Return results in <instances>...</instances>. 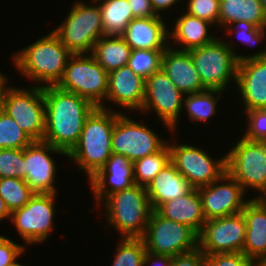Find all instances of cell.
Returning a JSON list of instances; mask_svg holds the SVG:
<instances>
[{
    "label": "cell",
    "instance_id": "obj_1",
    "mask_svg": "<svg viewBox=\"0 0 266 266\" xmlns=\"http://www.w3.org/2000/svg\"><path fill=\"white\" fill-rule=\"evenodd\" d=\"M43 141L67 154L78 143L86 118L96 108L88 99L57 86H44Z\"/></svg>",
    "mask_w": 266,
    "mask_h": 266
},
{
    "label": "cell",
    "instance_id": "obj_2",
    "mask_svg": "<svg viewBox=\"0 0 266 266\" xmlns=\"http://www.w3.org/2000/svg\"><path fill=\"white\" fill-rule=\"evenodd\" d=\"M118 112L96 107L86 118L78 143L67 154L88 178L93 177L110 158L112 133Z\"/></svg>",
    "mask_w": 266,
    "mask_h": 266
},
{
    "label": "cell",
    "instance_id": "obj_3",
    "mask_svg": "<svg viewBox=\"0 0 266 266\" xmlns=\"http://www.w3.org/2000/svg\"><path fill=\"white\" fill-rule=\"evenodd\" d=\"M71 55L72 53L52 31L16 53L13 64L29 80L47 83L41 87L56 86Z\"/></svg>",
    "mask_w": 266,
    "mask_h": 266
},
{
    "label": "cell",
    "instance_id": "obj_4",
    "mask_svg": "<svg viewBox=\"0 0 266 266\" xmlns=\"http://www.w3.org/2000/svg\"><path fill=\"white\" fill-rule=\"evenodd\" d=\"M103 202L109 225L119 231L121 238L143 237L153 211L146 187L134 184L108 195Z\"/></svg>",
    "mask_w": 266,
    "mask_h": 266
},
{
    "label": "cell",
    "instance_id": "obj_5",
    "mask_svg": "<svg viewBox=\"0 0 266 266\" xmlns=\"http://www.w3.org/2000/svg\"><path fill=\"white\" fill-rule=\"evenodd\" d=\"M95 4L75 2L71 11L54 33L72 54H88L94 44L104 36L102 15L97 1Z\"/></svg>",
    "mask_w": 266,
    "mask_h": 266
},
{
    "label": "cell",
    "instance_id": "obj_6",
    "mask_svg": "<svg viewBox=\"0 0 266 266\" xmlns=\"http://www.w3.org/2000/svg\"><path fill=\"white\" fill-rule=\"evenodd\" d=\"M86 55L72 54L69 57L63 76L56 86L104 109L106 106L102 100L107 96L108 73L91 54Z\"/></svg>",
    "mask_w": 266,
    "mask_h": 266
},
{
    "label": "cell",
    "instance_id": "obj_7",
    "mask_svg": "<svg viewBox=\"0 0 266 266\" xmlns=\"http://www.w3.org/2000/svg\"><path fill=\"white\" fill-rule=\"evenodd\" d=\"M188 51L206 89L224 91L231 79L236 82L239 62L230 43L216 38L204 46Z\"/></svg>",
    "mask_w": 266,
    "mask_h": 266
},
{
    "label": "cell",
    "instance_id": "obj_8",
    "mask_svg": "<svg viewBox=\"0 0 266 266\" xmlns=\"http://www.w3.org/2000/svg\"><path fill=\"white\" fill-rule=\"evenodd\" d=\"M148 253L173 257L198 247V234L189 226L152 211L142 237Z\"/></svg>",
    "mask_w": 266,
    "mask_h": 266
},
{
    "label": "cell",
    "instance_id": "obj_9",
    "mask_svg": "<svg viewBox=\"0 0 266 266\" xmlns=\"http://www.w3.org/2000/svg\"><path fill=\"white\" fill-rule=\"evenodd\" d=\"M3 111L33 141L43 140L46 121L44 87L17 89L7 86L3 99Z\"/></svg>",
    "mask_w": 266,
    "mask_h": 266
},
{
    "label": "cell",
    "instance_id": "obj_10",
    "mask_svg": "<svg viewBox=\"0 0 266 266\" xmlns=\"http://www.w3.org/2000/svg\"><path fill=\"white\" fill-rule=\"evenodd\" d=\"M226 156V172L246 191L266 190V141L240 138Z\"/></svg>",
    "mask_w": 266,
    "mask_h": 266
},
{
    "label": "cell",
    "instance_id": "obj_11",
    "mask_svg": "<svg viewBox=\"0 0 266 266\" xmlns=\"http://www.w3.org/2000/svg\"><path fill=\"white\" fill-rule=\"evenodd\" d=\"M170 161L194 187L210 185L226 172V156L213 160L203 149L188 144H169Z\"/></svg>",
    "mask_w": 266,
    "mask_h": 266
},
{
    "label": "cell",
    "instance_id": "obj_12",
    "mask_svg": "<svg viewBox=\"0 0 266 266\" xmlns=\"http://www.w3.org/2000/svg\"><path fill=\"white\" fill-rule=\"evenodd\" d=\"M134 119L118 112L112 133V152L126 156L134 162L160 151L167 143Z\"/></svg>",
    "mask_w": 266,
    "mask_h": 266
},
{
    "label": "cell",
    "instance_id": "obj_13",
    "mask_svg": "<svg viewBox=\"0 0 266 266\" xmlns=\"http://www.w3.org/2000/svg\"><path fill=\"white\" fill-rule=\"evenodd\" d=\"M55 196L36 193L25 206L11 213L10 219L26 244L44 242L52 232Z\"/></svg>",
    "mask_w": 266,
    "mask_h": 266
},
{
    "label": "cell",
    "instance_id": "obj_14",
    "mask_svg": "<svg viewBox=\"0 0 266 266\" xmlns=\"http://www.w3.org/2000/svg\"><path fill=\"white\" fill-rule=\"evenodd\" d=\"M246 234L243 213L206 220L198 235V247L205 255L242 252Z\"/></svg>",
    "mask_w": 266,
    "mask_h": 266
},
{
    "label": "cell",
    "instance_id": "obj_15",
    "mask_svg": "<svg viewBox=\"0 0 266 266\" xmlns=\"http://www.w3.org/2000/svg\"><path fill=\"white\" fill-rule=\"evenodd\" d=\"M183 95L160 68L145 79L142 111L154 108L163 124L173 132L177 127L181 109L184 107Z\"/></svg>",
    "mask_w": 266,
    "mask_h": 266
},
{
    "label": "cell",
    "instance_id": "obj_16",
    "mask_svg": "<svg viewBox=\"0 0 266 266\" xmlns=\"http://www.w3.org/2000/svg\"><path fill=\"white\" fill-rule=\"evenodd\" d=\"M223 184H218L220 182ZM218 184V185H217ZM202 200L206 220L241 213L248 201L244 189L227 172L210 185L197 188Z\"/></svg>",
    "mask_w": 266,
    "mask_h": 266
},
{
    "label": "cell",
    "instance_id": "obj_17",
    "mask_svg": "<svg viewBox=\"0 0 266 266\" xmlns=\"http://www.w3.org/2000/svg\"><path fill=\"white\" fill-rule=\"evenodd\" d=\"M236 83L242 95L245 111L266 109V49L250 55H236Z\"/></svg>",
    "mask_w": 266,
    "mask_h": 266
},
{
    "label": "cell",
    "instance_id": "obj_18",
    "mask_svg": "<svg viewBox=\"0 0 266 266\" xmlns=\"http://www.w3.org/2000/svg\"><path fill=\"white\" fill-rule=\"evenodd\" d=\"M50 153H59L67 156L61 149L53 147L48 142L32 141L25 147V179L29 188L36 193L55 194L56 166Z\"/></svg>",
    "mask_w": 266,
    "mask_h": 266
},
{
    "label": "cell",
    "instance_id": "obj_19",
    "mask_svg": "<svg viewBox=\"0 0 266 266\" xmlns=\"http://www.w3.org/2000/svg\"><path fill=\"white\" fill-rule=\"evenodd\" d=\"M89 180L90 187L96 198L95 202L99 206V203L108 195L130 188L136 184L134 180L133 162L126 156L112 153L105 165Z\"/></svg>",
    "mask_w": 266,
    "mask_h": 266
},
{
    "label": "cell",
    "instance_id": "obj_20",
    "mask_svg": "<svg viewBox=\"0 0 266 266\" xmlns=\"http://www.w3.org/2000/svg\"><path fill=\"white\" fill-rule=\"evenodd\" d=\"M144 99L145 79L132 71L128 65L108 73L106 100L128 110H142Z\"/></svg>",
    "mask_w": 266,
    "mask_h": 266
},
{
    "label": "cell",
    "instance_id": "obj_21",
    "mask_svg": "<svg viewBox=\"0 0 266 266\" xmlns=\"http://www.w3.org/2000/svg\"><path fill=\"white\" fill-rule=\"evenodd\" d=\"M172 48L168 46L161 56L160 68L164 73L185 95L206 90L196 71L190 52Z\"/></svg>",
    "mask_w": 266,
    "mask_h": 266
},
{
    "label": "cell",
    "instance_id": "obj_22",
    "mask_svg": "<svg viewBox=\"0 0 266 266\" xmlns=\"http://www.w3.org/2000/svg\"><path fill=\"white\" fill-rule=\"evenodd\" d=\"M242 213L246 221L242 253L259 266L266 260V206L257 197L249 199Z\"/></svg>",
    "mask_w": 266,
    "mask_h": 266
},
{
    "label": "cell",
    "instance_id": "obj_23",
    "mask_svg": "<svg viewBox=\"0 0 266 266\" xmlns=\"http://www.w3.org/2000/svg\"><path fill=\"white\" fill-rule=\"evenodd\" d=\"M166 27L161 16L139 17L129 22L121 36L132 50H165L169 45Z\"/></svg>",
    "mask_w": 266,
    "mask_h": 266
},
{
    "label": "cell",
    "instance_id": "obj_24",
    "mask_svg": "<svg viewBox=\"0 0 266 266\" xmlns=\"http://www.w3.org/2000/svg\"><path fill=\"white\" fill-rule=\"evenodd\" d=\"M156 211L167 219L189 226L198 235L206 222L201 196L197 188H193L181 197L161 204Z\"/></svg>",
    "mask_w": 266,
    "mask_h": 266
},
{
    "label": "cell",
    "instance_id": "obj_25",
    "mask_svg": "<svg viewBox=\"0 0 266 266\" xmlns=\"http://www.w3.org/2000/svg\"><path fill=\"white\" fill-rule=\"evenodd\" d=\"M194 187L170 161L147 185L146 192L153 210L161 204L189 193Z\"/></svg>",
    "mask_w": 266,
    "mask_h": 266
},
{
    "label": "cell",
    "instance_id": "obj_26",
    "mask_svg": "<svg viewBox=\"0 0 266 266\" xmlns=\"http://www.w3.org/2000/svg\"><path fill=\"white\" fill-rule=\"evenodd\" d=\"M210 25L212 26V23L185 13L179 19H176L173 32H169V38H173L174 44L179 42V45L183 48H180V50L188 51L204 46L216 39L208 33Z\"/></svg>",
    "mask_w": 266,
    "mask_h": 266
},
{
    "label": "cell",
    "instance_id": "obj_27",
    "mask_svg": "<svg viewBox=\"0 0 266 266\" xmlns=\"http://www.w3.org/2000/svg\"><path fill=\"white\" fill-rule=\"evenodd\" d=\"M246 21L266 28V14L259 0H220L218 26Z\"/></svg>",
    "mask_w": 266,
    "mask_h": 266
},
{
    "label": "cell",
    "instance_id": "obj_28",
    "mask_svg": "<svg viewBox=\"0 0 266 266\" xmlns=\"http://www.w3.org/2000/svg\"><path fill=\"white\" fill-rule=\"evenodd\" d=\"M131 51L121 35H104L94 44L90 54L110 73L128 65Z\"/></svg>",
    "mask_w": 266,
    "mask_h": 266
},
{
    "label": "cell",
    "instance_id": "obj_29",
    "mask_svg": "<svg viewBox=\"0 0 266 266\" xmlns=\"http://www.w3.org/2000/svg\"><path fill=\"white\" fill-rule=\"evenodd\" d=\"M99 4L105 35H122L135 17L128 0H95Z\"/></svg>",
    "mask_w": 266,
    "mask_h": 266
},
{
    "label": "cell",
    "instance_id": "obj_30",
    "mask_svg": "<svg viewBox=\"0 0 266 266\" xmlns=\"http://www.w3.org/2000/svg\"><path fill=\"white\" fill-rule=\"evenodd\" d=\"M223 92L218 89H206L201 92L187 94L188 97L184 98L183 104L188 111L190 120L209 121L210 117L216 114L217 101Z\"/></svg>",
    "mask_w": 266,
    "mask_h": 266
},
{
    "label": "cell",
    "instance_id": "obj_31",
    "mask_svg": "<svg viewBox=\"0 0 266 266\" xmlns=\"http://www.w3.org/2000/svg\"><path fill=\"white\" fill-rule=\"evenodd\" d=\"M170 162L168 143L158 152L133 162L134 180L139 186L147 185Z\"/></svg>",
    "mask_w": 266,
    "mask_h": 266
},
{
    "label": "cell",
    "instance_id": "obj_32",
    "mask_svg": "<svg viewBox=\"0 0 266 266\" xmlns=\"http://www.w3.org/2000/svg\"><path fill=\"white\" fill-rule=\"evenodd\" d=\"M35 193L19 178H0V196L12 213L25 206Z\"/></svg>",
    "mask_w": 266,
    "mask_h": 266
},
{
    "label": "cell",
    "instance_id": "obj_33",
    "mask_svg": "<svg viewBox=\"0 0 266 266\" xmlns=\"http://www.w3.org/2000/svg\"><path fill=\"white\" fill-rule=\"evenodd\" d=\"M112 266H144L146 247L142 238H121Z\"/></svg>",
    "mask_w": 266,
    "mask_h": 266
},
{
    "label": "cell",
    "instance_id": "obj_34",
    "mask_svg": "<svg viewBox=\"0 0 266 266\" xmlns=\"http://www.w3.org/2000/svg\"><path fill=\"white\" fill-rule=\"evenodd\" d=\"M32 141L6 112H0V149H24Z\"/></svg>",
    "mask_w": 266,
    "mask_h": 266
},
{
    "label": "cell",
    "instance_id": "obj_35",
    "mask_svg": "<svg viewBox=\"0 0 266 266\" xmlns=\"http://www.w3.org/2000/svg\"><path fill=\"white\" fill-rule=\"evenodd\" d=\"M165 50H132L128 60L129 68L144 79L158 71L161 66V56Z\"/></svg>",
    "mask_w": 266,
    "mask_h": 266
},
{
    "label": "cell",
    "instance_id": "obj_36",
    "mask_svg": "<svg viewBox=\"0 0 266 266\" xmlns=\"http://www.w3.org/2000/svg\"><path fill=\"white\" fill-rule=\"evenodd\" d=\"M25 148L0 149V178L25 179Z\"/></svg>",
    "mask_w": 266,
    "mask_h": 266
},
{
    "label": "cell",
    "instance_id": "obj_37",
    "mask_svg": "<svg viewBox=\"0 0 266 266\" xmlns=\"http://www.w3.org/2000/svg\"><path fill=\"white\" fill-rule=\"evenodd\" d=\"M186 13L218 25L220 0H189Z\"/></svg>",
    "mask_w": 266,
    "mask_h": 266
},
{
    "label": "cell",
    "instance_id": "obj_38",
    "mask_svg": "<svg viewBox=\"0 0 266 266\" xmlns=\"http://www.w3.org/2000/svg\"><path fill=\"white\" fill-rule=\"evenodd\" d=\"M249 119L246 132L242 136L246 140L266 141V109L245 111Z\"/></svg>",
    "mask_w": 266,
    "mask_h": 266
},
{
    "label": "cell",
    "instance_id": "obj_39",
    "mask_svg": "<svg viewBox=\"0 0 266 266\" xmlns=\"http://www.w3.org/2000/svg\"><path fill=\"white\" fill-rule=\"evenodd\" d=\"M231 25V27H229ZM234 29L232 30L233 27L235 26ZM229 26H226L227 31L229 34H232L233 31L239 36V40L241 42L246 43V45H252V44H257L259 41H262L265 37V32L266 28L262 27H255L253 24L248 23L246 21H238V22H232L229 24ZM238 28V29H237ZM253 46V45H252Z\"/></svg>",
    "mask_w": 266,
    "mask_h": 266
},
{
    "label": "cell",
    "instance_id": "obj_40",
    "mask_svg": "<svg viewBox=\"0 0 266 266\" xmlns=\"http://www.w3.org/2000/svg\"><path fill=\"white\" fill-rule=\"evenodd\" d=\"M205 266H257L242 252L205 255Z\"/></svg>",
    "mask_w": 266,
    "mask_h": 266
},
{
    "label": "cell",
    "instance_id": "obj_41",
    "mask_svg": "<svg viewBox=\"0 0 266 266\" xmlns=\"http://www.w3.org/2000/svg\"><path fill=\"white\" fill-rule=\"evenodd\" d=\"M25 246L19 245L5 238L0 243V266H14L18 262L16 261L24 251Z\"/></svg>",
    "mask_w": 266,
    "mask_h": 266
},
{
    "label": "cell",
    "instance_id": "obj_42",
    "mask_svg": "<svg viewBox=\"0 0 266 266\" xmlns=\"http://www.w3.org/2000/svg\"><path fill=\"white\" fill-rule=\"evenodd\" d=\"M170 266H205V254L199 247L171 257Z\"/></svg>",
    "mask_w": 266,
    "mask_h": 266
},
{
    "label": "cell",
    "instance_id": "obj_43",
    "mask_svg": "<svg viewBox=\"0 0 266 266\" xmlns=\"http://www.w3.org/2000/svg\"><path fill=\"white\" fill-rule=\"evenodd\" d=\"M132 14L135 18H148L157 16L150 0H128Z\"/></svg>",
    "mask_w": 266,
    "mask_h": 266
},
{
    "label": "cell",
    "instance_id": "obj_44",
    "mask_svg": "<svg viewBox=\"0 0 266 266\" xmlns=\"http://www.w3.org/2000/svg\"><path fill=\"white\" fill-rule=\"evenodd\" d=\"M153 259V262H152ZM155 260V261H154ZM153 263V266H170L171 257L169 256H162V255H155L146 252V256L144 259V266L148 265V263ZM159 264V265H158Z\"/></svg>",
    "mask_w": 266,
    "mask_h": 266
},
{
    "label": "cell",
    "instance_id": "obj_45",
    "mask_svg": "<svg viewBox=\"0 0 266 266\" xmlns=\"http://www.w3.org/2000/svg\"><path fill=\"white\" fill-rule=\"evenodd\" d=\"M152 8L157 16H160V11H164L167 8L174 6L176 2L178 3L179 0H150Z\"/></svg>",
    "mask_w": 266,
    "mask_h": 266
},
{
    "label": "cell",
    "instance_id": "obj_46",
    "mask_svg": "<svg viewBox=\"0 0 266 266\" xmlns=\"http://www.w3.org/2000/svg\"><path fill=\"white\" fill-rule=\"evenodd\" d=\"M6 218H11V213L6 206L5 201L0 196V221Z\"/></svg>",
    "mask_w": 266,
    "mask_h": 266
},
{
    "label": "cell",
    "instance_id": "obj_47",
    "mask_svg": "<svg viewBox=\"0 0 266 266\" xmlns=\"http://www.w3.org/2000/svg\"><path fill=\"white\" fill-rule=\"evenodd\" d=\"M8 79L6 77L0 82V112L3 110V99L5 95V90H6V82Z\"/></svg>",
    "mask_w": 266,
    "mask_h": 266
},
{
    "label": "cell",
    "instance_id": "obj_48",
    "mask_svg": "<svg viewBox=\"0 0 266 266\" xmlns=\"http://www.w3.org/2000/svg\"><path fill=\"white\" fill-rule=\"evenodd\" d=\"M263 193L264 196L260 194V196L257 198L260 199V201L266 206V190Z\"/></svg>",
    "mask_w": 266,
    "mask_h": 266
},
{
    "label": "cell",
    "instance_id": "obj_49",
    "mask_svg": "<svg viewBox=\"0 0 266 266\" xmlns=\"http://www.w3.org/2000/svg\"><path fill=\"white\" fill-rule=\"evenodd\" d=\"M259 1H260L261 5H262V8H263L265 14H266V0H259Z\"/></svg>",
    "mask_w": 266,
    "mask_h": 266
},
{
    "label": "cell",
    "instance_id": "obj_50",
    "mask_svg": "<svg viewBox=\"0 0 266 266\" xmlns=\"http://www.w3.org/2000/svg\"><path fill=\"white\" fill-rule=\"evenodd\" d=\"M4 78H5V76L2 75V74L0 73V82H1Z\"/></svg>",
    "mask_w": 266,
    "mask_h": 266
},
{
    "label": "cell",
    "instance_id": "obj_51",
    "mask_svg": "<svg viewBox=\"0 0 266 266\" xmlns=\"http://www.w3.org/2000/svg\"><path fill=\"white\" fill-rule=\"evenodd\" d=\"M6 237L0 235V243L5 239Z\"/></svg>",
    "mask_w": 266,
    "mask_h": 266
},
{
    "label": "cell",
    "instance_id": "obj_52",
    "mask_svg": "<svg viewBox=\"0 0 266 266\" xmlns=\"http://www.w3.org/2000/svg\"><path fill=\"white\" fill-rule=\"evenodd\" d=\"M259 266H266V260L263 263H261Z\"/></svg>",
    "mask_w": 266,
    "mask_h": 266
},
{
    "label": "cell",
    "instance_id": "obj_53",
    "mask_svg": "<svg viewBox=\"0 0 266 266\" xmlns=\"http://www.w3.org/2000/svg\"><path fill=\"white\" fill-rule=\"evenodd\" d=\"M14 266H23V265H21L20 263H17L16 265H14Z\"/></svg>",
    "mask_w": 266,
    "mask_h": 266
}]
</instances>
